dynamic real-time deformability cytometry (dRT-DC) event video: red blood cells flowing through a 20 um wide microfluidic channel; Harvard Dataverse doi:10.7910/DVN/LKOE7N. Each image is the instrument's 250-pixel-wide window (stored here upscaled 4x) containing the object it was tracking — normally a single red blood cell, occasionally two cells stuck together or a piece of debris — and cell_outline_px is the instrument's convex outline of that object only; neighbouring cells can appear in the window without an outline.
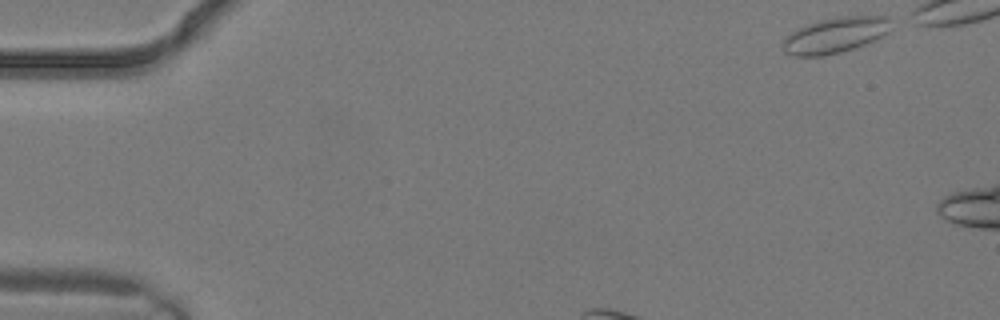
{"species": "common noctule bat (a hibernating species)", "species_latin": "Nyctalus noctula", "temperature_condition": "warm", "stored_images_in_passage": 3, "camera_frame_rate_fps": 3000, "um_per_image_px": 0.085, "animal": {"sex": "male", "body_mass_g": 19.2, "forearm_length_mm": 51.8}, "frame": {"image": 1, "passage_image": 1, "time_ms": 0.0, "image_size_px": [1000, 320], "cell_outline_px": [[900, 28], [884, 36], [864, 44], [840, 52], [824, 56], [792, 56], [784, 52], [784, 40], [796, 28], [804, 24], [836, 16], [888, 16]], "centroid_in_image_um": [71.13, 2.96], "position_along_channel_um": 13.9, "area_um2": 23.12}}